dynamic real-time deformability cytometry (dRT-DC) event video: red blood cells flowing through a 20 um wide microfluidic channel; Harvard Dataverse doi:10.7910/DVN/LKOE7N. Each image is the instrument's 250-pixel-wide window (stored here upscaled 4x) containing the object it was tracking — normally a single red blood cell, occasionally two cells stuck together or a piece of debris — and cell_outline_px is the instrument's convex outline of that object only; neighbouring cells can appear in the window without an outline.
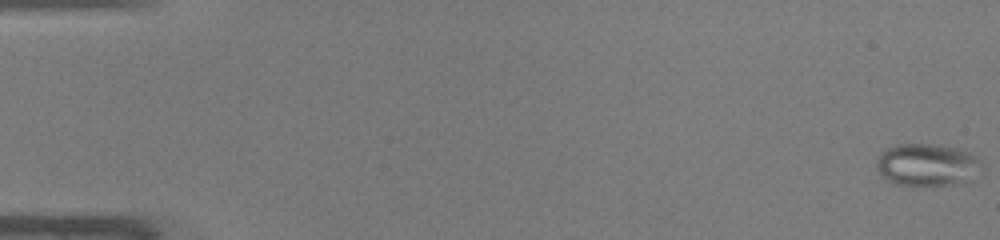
{"species": "common noctule bat (a hibernating species)", "species_latin": "Nyctalus noctula", "temperature_condition": "warm", "stored_images_in_passage": 47, "camera_frame_rate_fps": 3000, "um_per_image_px": 0.085, "animal": {"sex": "male", "body_mass_g": 19.0, "forearm_length_mm": 50.8}, "frame": {"image": 1, "passage_image": 1, "time_ms": 0.0, "image_size_px": [1000, 240], "cell_outline_px": [[984, 168], [968, 184], [892, 184], [876, 168], [876, 160], [880, 152], [896, 144], [936, 144], [956, 148], [972, 152], [984, 164]], "centroid_in_image_um": [78.89, 14.0], "position_along_channel_um": 6.1, "area_um2": 26.36}}
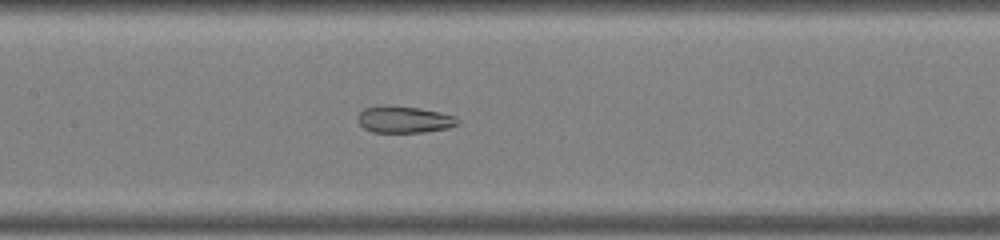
{"frame": {"image": 2, "passage_image": 24, "time_ms": 7.667, "image_size_px": [1000, 240], "cell_outline_px": [[460, 124], [448, 128], [424, 132], [372, 132], [364, 128], [356, 120], [356, 116], [364, 108], [384, 104], [420, 108], [440, 112], [456, 116], [460, 120]], "centroid_in_image_um": [34.35, 10.14], "position_along_channel_um": 173.1, "area_um2": 15.9}}
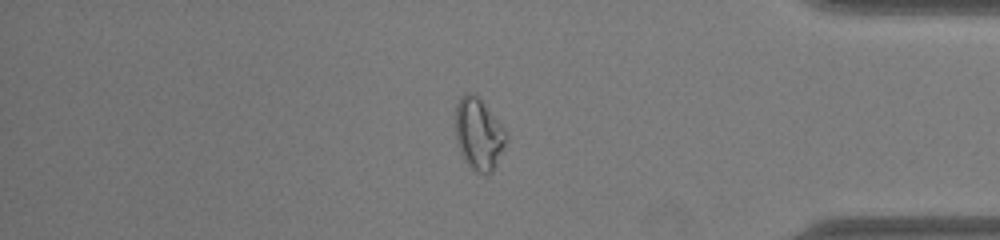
{"frame": {"image": 3, "passage_image": 41, "time_ms": 13.333, "image_size_px": [1000, 240], "cell_outline_px": [[508, 140], [492, 172], [476, 172], [464, 160], [460, 152], [456, 140], [456, 104], [460, 96], [468, 92], [472, 92], [480, 100], [504, 128]], "centroid_in_image_um": [40.68, 11.39], "position_along_channel_um": 394.5, "area_um2": 20.87}, "authors_computed_cell_mechanics": {"area_um2": 20.8658, "velocity_mm_per_s": 4.3207, "shape_relaxation_time_tau1_ms": null, "shape_relaxation_time_tau2_ms": 1.4989, "deformation_change_tau1": null, "deformation_change_tau2": 0.0827}}